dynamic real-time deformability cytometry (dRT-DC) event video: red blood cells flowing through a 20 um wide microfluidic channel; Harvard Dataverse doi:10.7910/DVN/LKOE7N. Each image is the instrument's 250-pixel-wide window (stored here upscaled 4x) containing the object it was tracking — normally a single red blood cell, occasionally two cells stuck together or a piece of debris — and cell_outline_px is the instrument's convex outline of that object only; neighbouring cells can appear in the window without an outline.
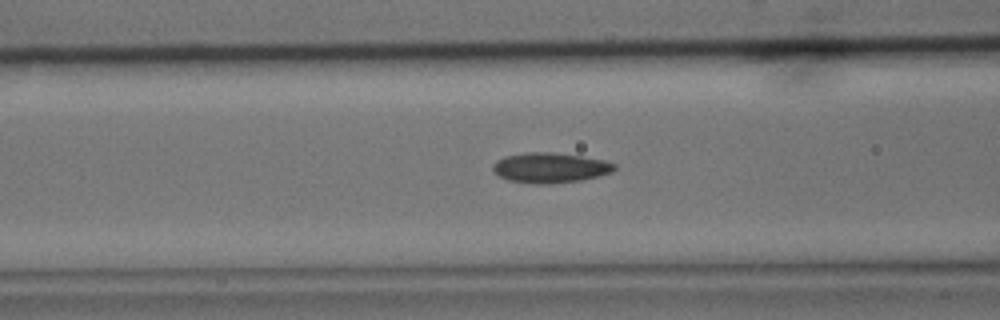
{"species": "common noctule bat (a hibernating species)", "species_latin": "Nyctalus noctula", "temperature_condition": "cold", "stored_images_in_passage": 39, "camera_frame_rate_fps": 3000, "um_per_image_px": 0.085, "animal": {"sex": "male", "body_mass_g": 15.6}, "frame": {"image": 1, "passage_image": 14, "time_ms": 4.333, "image_size_px": [1000, 320], "cell_outline_px": [[616, 168], [612, 172], [600, 176], [580, 180], [548, 184], [536, 184], [508, 180], [500, 176], [492, 168], [492, 164], [496, 160], [504, 156], [524, 152], [556, 152], [604, 160], [616, 164]], "centroid_in_image_um": [46.76, 14.25], "position_along_channel_um": 119.8, "area_um2": 21.44}}
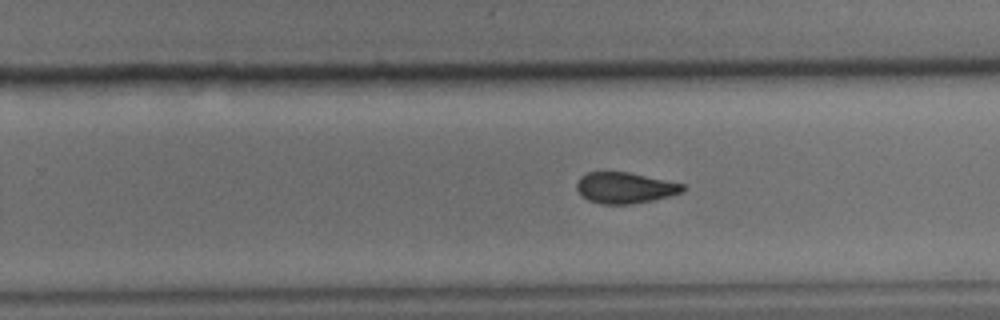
{"frame": {"image": 2, "passage_image": 27, "time_ms": 8.667, "image_size_px": [1000, 320], "cell_outline_px": [[684, 192], [652, 200], [632, 204], [600, 204], [588, 200], [580, 196], [576, 188], [576, 184], [580, 176], [588, 172], [628, 172], [684, 184]], "centroid_in_image_um": [53.08, 15.97], "position_along_channel_um": 276.7, "area_um2": 19.19}}
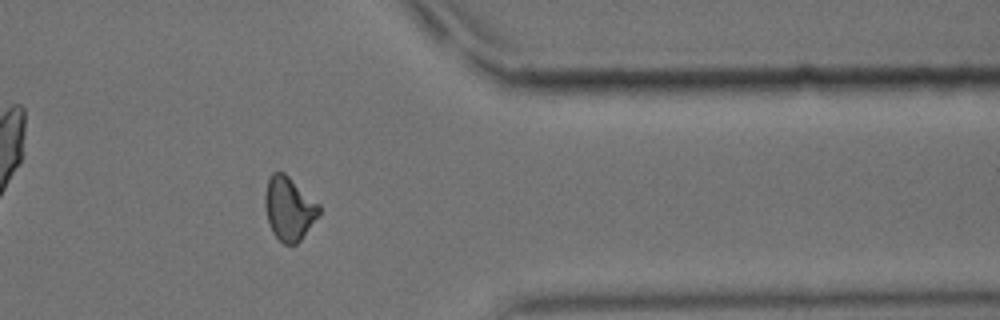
{"frame": {"image": 3, "passage_image": 37, "time_ms": 12.0, "image_size_px": [1000, 320], "cell_outline_px": [[320, 212], [300, 240], [296, 244], [284, 244], [272, 232], [268, 224], [264, 204], [264, 196], [268, 180], [272, 172], [284, 172], [320, 204]], "centroid_in_image_um": [24.54, 17.71], "position_along_channel_um": 386.9, "area_um2": 19.88}, "authors_computed_cell_mechanics": {"area_um2": 20.23, "velocity_mm_per_s": 3.6204, "shape_relaxation_time_tau1_ms": 5.1207, "shape_relaxation_time_tau2_ms": 5.0345, "deformation_change_tau1": 0.1265, "deformation_change_tau2": 0.1037}}